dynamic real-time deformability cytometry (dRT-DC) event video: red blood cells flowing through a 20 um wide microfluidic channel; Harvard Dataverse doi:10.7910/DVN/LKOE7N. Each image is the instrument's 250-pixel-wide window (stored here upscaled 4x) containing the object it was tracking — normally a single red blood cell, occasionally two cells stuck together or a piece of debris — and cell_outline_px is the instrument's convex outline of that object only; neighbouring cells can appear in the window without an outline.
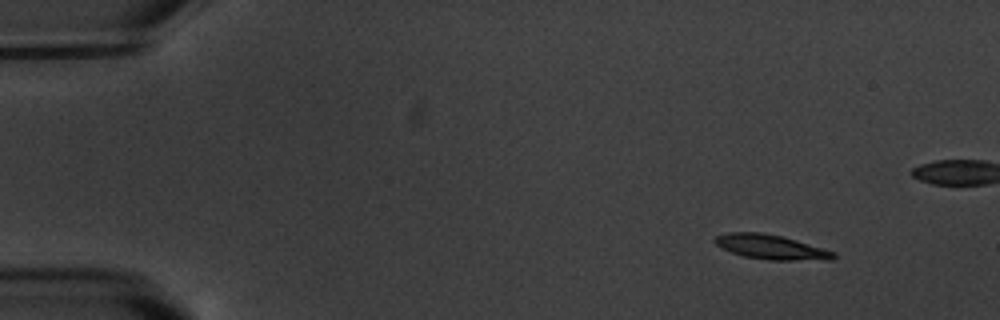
{"species": "common noctule bat (a hibernating species)", "species_latin": "Nyctalus noctula", "temperature_condition": "warm", "stored_images_in_passage": 5, "camera_frame_rate_fps": 3000, "um_per_image_px": 0.085, "animal": {"sex": "male", "body_mass_g": 20.1, "forearm_length_mm": 53.5}, "frame": {"image": 1, "passage_image": 1, "time_ms": 0.0, "image_size_px": [1000, 320], "cell_outline_px": [[836, 256], [832, 260], [768, 260], [744, 256], [732, 252], [716, 244], [712, 240], [716, 236], [728, 232], [764, 232], [796, 240], [836, 252]], "centroid_in_image_um": [65.55, 21.0], "position_along_channel_um": 19.4, "area_um2": 16.94}}